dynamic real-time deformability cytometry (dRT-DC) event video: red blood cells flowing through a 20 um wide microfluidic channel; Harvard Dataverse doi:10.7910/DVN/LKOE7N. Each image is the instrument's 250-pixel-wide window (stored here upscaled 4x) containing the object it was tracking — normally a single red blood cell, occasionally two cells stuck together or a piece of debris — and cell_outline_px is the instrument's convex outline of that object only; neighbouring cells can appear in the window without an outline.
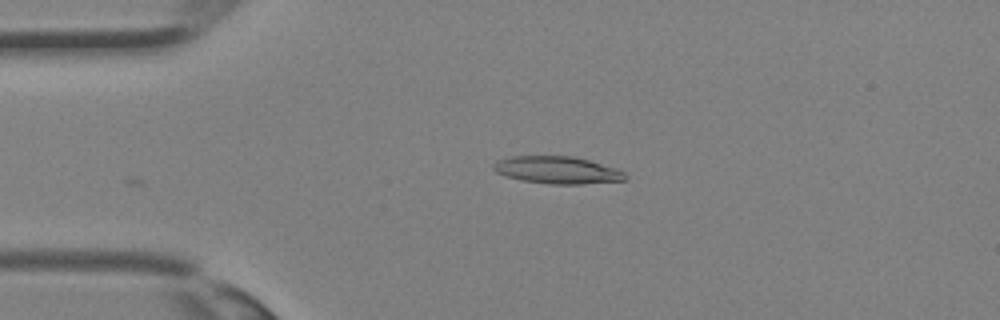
{"species": "Egyptian fruit bat (a non-hibernating species)", "species_latin": "Rousettus aegyptiacus", "temperature_condition": "room temperature", "stored_images_in_passage": 5, "camera_frame_rate_fps": 3000, "um_per_image_px": 0.085, "animal": {"sex": "female"}, "frame": {"image": 1, "passage_image": 5, "time_ms": 1.333, "image_size_px": [1000, 320], "cell_outline_px": [[628, 180], [584, 184], [548, 184], [520, 180], [504, 176], [496, 172], [492, 168], [492, 164], [496, 160], [512, 156], [572, 156], [588, 160], [616, 168], [624, 172], [628, 176]], "centroid_in_image_um": [47.36, 14.46], "position_along_channel_um": 37.6, "area_um2": 21.21}}